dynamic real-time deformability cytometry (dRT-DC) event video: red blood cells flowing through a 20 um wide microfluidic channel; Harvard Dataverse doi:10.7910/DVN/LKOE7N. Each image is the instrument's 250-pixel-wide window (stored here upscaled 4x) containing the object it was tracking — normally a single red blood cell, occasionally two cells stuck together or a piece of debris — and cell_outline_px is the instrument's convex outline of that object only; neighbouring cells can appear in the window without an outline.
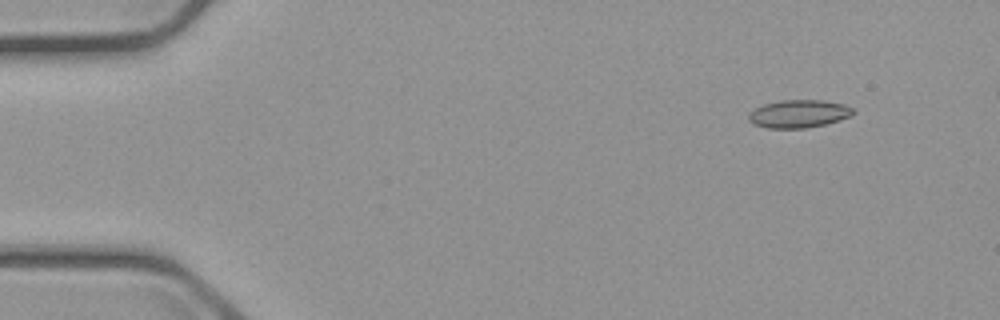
{"species": "common noctule bat (a hibernating species)", "species_latin": "Nyctalus noctula", "temperature_condition": "cold", "stored_images_in_passage": 6, "camera_frame_rate_fps": 3000, "um_per_image_px": 0.085, "animal": {"sex": "male", "body_mass_g": 23.1, "forearm_length_mm": 52.7}, "frame": {"image": 1, "passage_image": 2, "time_ms": 1.333, "image_size_px": [1000, 320], "cell_outline_px": [[856, 112], [852, 116], [824, 124], [804, 128], [768, 128], [756, 124], [748, 120], [748, 116], [756, 108], [764, 104], [780, 100], [824, 100], [844, 104], [852, 108]], "centroid_in_image_um": [67.93, 9.66], "position_along_channel_um": 17.1, "area_um2": 16.82}}